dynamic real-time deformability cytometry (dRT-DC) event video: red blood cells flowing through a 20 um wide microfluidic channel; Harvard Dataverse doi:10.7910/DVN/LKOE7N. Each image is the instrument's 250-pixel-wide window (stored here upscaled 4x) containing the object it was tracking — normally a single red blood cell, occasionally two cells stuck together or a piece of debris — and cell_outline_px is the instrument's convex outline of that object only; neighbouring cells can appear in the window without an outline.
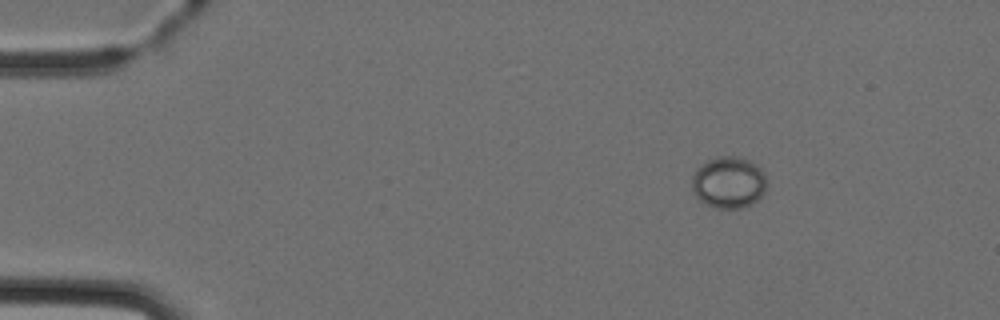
{"species": "Egyptian fruit bat (a non-hibernating species)", "species_latin": "Rousettus aegyptiacus", "temperature_condition": "cold", "stored_images_in_passage": 3, "camera_frame_rate_fps": 3000, "um_per_image_px": 0.085, "animal": {"sex": "female"}, "frame": {"image": 1, "passage_image": 1, "time_ms": 0.0, "image_size_px": [1000, 320], "cell_outline_px": [[764, 192], [752, 204], [740, 208], [712, 208], [700, 200], [696, 196], [692, 188], [692, 176], [696, 168], [700, 164], [708, 160], [720, 156], [740, 156], [748, 160], [760, 168], [764, 172]], "centroid_in_image_um": [61.89, 15.5], "position_along_channel_um": 23.1, "area_um2": 22.43}}
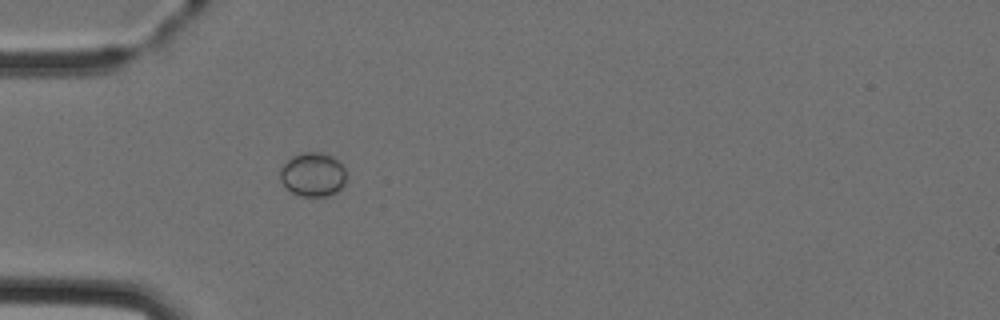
{"frame": {"image": 2, "passage_image": 3, "time_ms": 2.667, "image_size_px": [1000, 320], "cell_outline_px": [[344, 184], [332, 196], [304, 196], [292, 192], [280, 180], [280, 168], [292, 156], [304, 152], [320, 152], [332, 156], [344, 168]], "centroid_in_image_um": [26.58, 14.83], "position_along_channel_um": 58.4, "area_um2": 16.7}}